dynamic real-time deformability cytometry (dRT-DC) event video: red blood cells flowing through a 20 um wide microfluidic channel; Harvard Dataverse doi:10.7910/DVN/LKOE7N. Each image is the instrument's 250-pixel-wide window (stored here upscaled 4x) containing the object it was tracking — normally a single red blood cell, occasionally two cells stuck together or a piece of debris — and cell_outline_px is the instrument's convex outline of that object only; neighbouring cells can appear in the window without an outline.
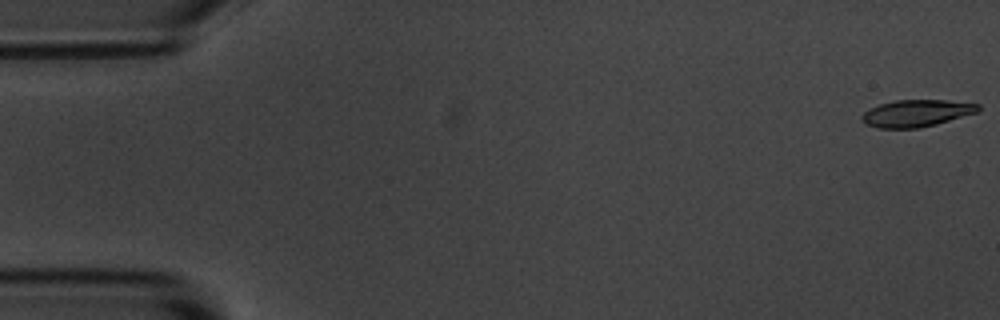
{"species": "common noctule bat (a hibernating species)", "species_latin": "Nyctalus noctula", "temperature_condition": "room temperature", "stored_images_in_passage": 55, "camera_frame_rate_fps": 3000, "um_per_image_px": 0.085, "animal": {"sex": "male", "body_mass_g": 20.1, "forearm_length_mm": 53.5}, "frame": {"image": 1, "passage_image": 1, "time_ms": 0.0, "image_size_px": [1000, 320], "cell_outline_px": [[980, 108], [976, 112], [936, 124], [920, 128], [880, 128], [864, 124], [860, 120], [860, 116], [864, 112], [880, 104], [896, 100], [944, 100], [980, 104]], "centroid_in_image_um": [77.85, 9.63], "position_along_channel_um": 7.1, "area_um2": 18.15}}
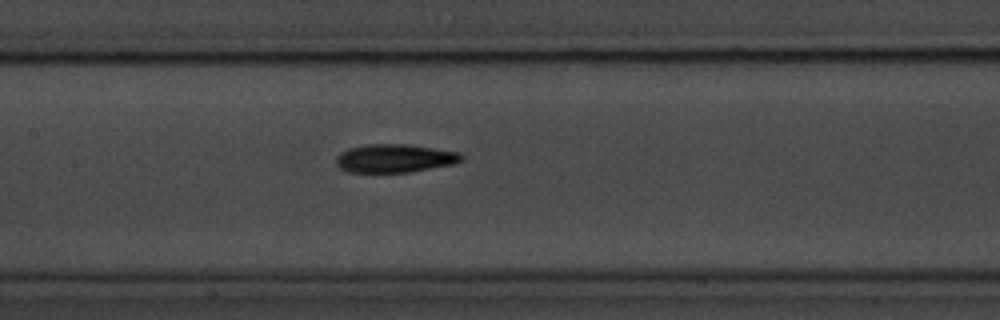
{"frame": {"image": 2, "passage_image": 26, "time_ms": 8.333, "image_size_px": [1000, 320], "cell_outline_px": [[464, 160], [452, 164], [408, 172], [348, 172], [340, 168], [336, 164], [336, 156], [340, 152], [348, 148], [368, 144], [408, 144], [460, 152], [464, 156]], "centroid_in_image_um": [33.54, 13.45], "position_along_channel_um": 173.9, "area_um2": 20.75}}
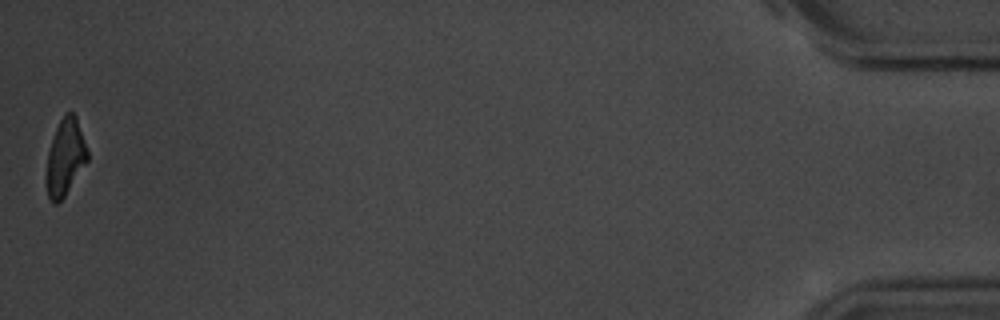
{"frame": {"image": 3, "passage_image": 55, "time_ms": 18.0, "image_size_px": [1000, 320], "cell_outline_px": [[88, 160], [64, 196], [56, 204], [52, 204], [48, 196], [48, 152], [56, 128], [64, 112], [72, 112], [76, 116], [88, 152]], "centroid_in_image_um": [5.57, 13.33], "position_along_channel_um": 429.6, "area_um2": 17.69}, "authors_computed_cell_mechanics": {"area_um2": 19.9988, "velocity_mm_per_s": 3.6382, "shape_relaxation_time_tau1_ms": 3.2082, "shape_relaxation_time_tau2_ms": 4.3917, "deformation_change_tau1": 0.1426, "deformation_change_tau2": 0.1183}}